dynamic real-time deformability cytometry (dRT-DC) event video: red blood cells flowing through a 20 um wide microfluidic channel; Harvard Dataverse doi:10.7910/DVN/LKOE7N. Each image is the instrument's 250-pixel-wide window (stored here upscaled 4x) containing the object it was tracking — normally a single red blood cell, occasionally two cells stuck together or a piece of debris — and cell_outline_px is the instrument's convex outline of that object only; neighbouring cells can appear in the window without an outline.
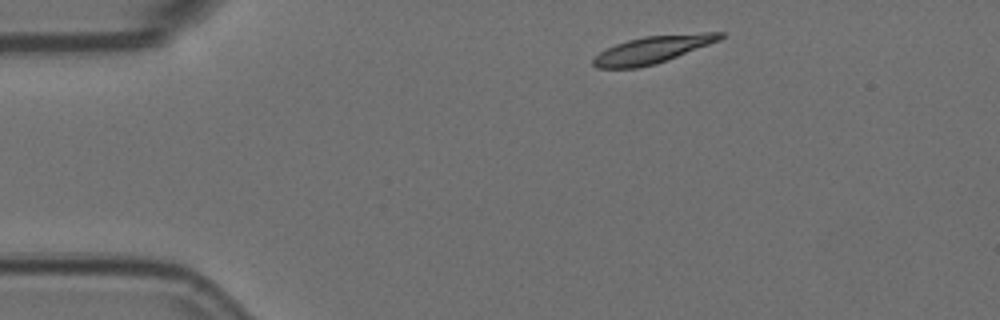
{"species": "Egyptian fruit bat (a non-hibernating species)", "species_latin": "Rousettus aegyptiacus", "temperature_condition": "room temperature", "stored_images_in_passage": 2, "camera_frame_rate_fps": 3000, "um_per_image_px": 0.085, "animal": {"sex": "female"}, "frame": {"image": 1, "passage_image": 1, "time_ms": 0.0, "image_size_px": [1000, 320], "cell_outline_px": [[724, 36], [720, 40], [656, 64], [636, 68], [596, 68], [592, 64], [592, 60], [600, 52], [616, 44], [628, 40], [644, 36], [704, 32], [724, 32]], "centroid_in_image_um": [55.47, 4.21], "position_along_channel_um": 29.5, "area_um2": 20.06}}